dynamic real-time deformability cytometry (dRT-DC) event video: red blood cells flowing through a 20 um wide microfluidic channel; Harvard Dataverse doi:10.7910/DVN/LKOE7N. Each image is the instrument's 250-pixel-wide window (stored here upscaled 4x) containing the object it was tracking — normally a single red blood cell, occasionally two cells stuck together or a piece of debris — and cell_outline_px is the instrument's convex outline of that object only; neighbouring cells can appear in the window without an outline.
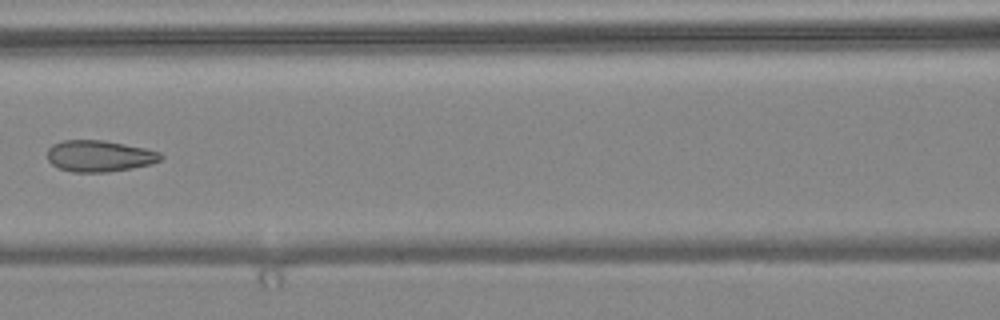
{"species": "common noctule bat (a hibernating species)", "species_latin": "Nyctalus noctula", "temperature_condition": "warm", "stored_images_in_passage": 7, "camera_frame_rate_fps": 3000, "um_per_image_px": 0.085, "animal": {"sex": "female", "body_mass_g": 24.6, "forearm_length_mm": 56.2}, "frame": {"image": 1, "passage_image": 6, "time_ms": 1.667, "image_size_px": [1000, 320], "cell_outline_px": [[164, 156], [160, 160], [152, 164], [132, 168], [108, 172], [72, 172], [60, 168], [52, 164], [48, 160], [48, 148], [52, 144], [64, 140], [104, 140], [144, 148], [160, 152]], "centroid_in_image_um": [8.45, 13.26], "position_along_channel_um": 158.1, "area_um2": 20.75}}
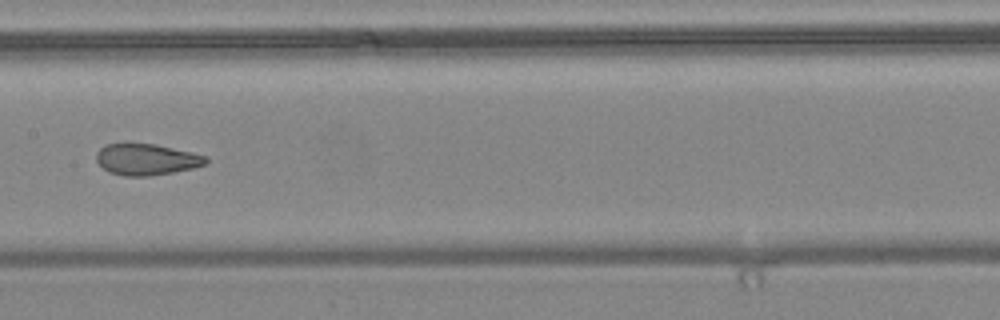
{"frame": {"image": 2, "passage_image": 7, "time_ms": 2.0, "image_size_px": [1000, 320], "cell_outline_px": [[208, 160], [204, 164], [192, 168], [172, 172], [148, 176], [124, 176], [108, 172], [96, 160], [96, 152], [104, 144], [128, 140], [156, 144], [192, 152], [208, 156]], "centroid_in_image_um": [12.39, 13.5], "position_along_channel_um": 195.0, "area_um2": 20.63}}